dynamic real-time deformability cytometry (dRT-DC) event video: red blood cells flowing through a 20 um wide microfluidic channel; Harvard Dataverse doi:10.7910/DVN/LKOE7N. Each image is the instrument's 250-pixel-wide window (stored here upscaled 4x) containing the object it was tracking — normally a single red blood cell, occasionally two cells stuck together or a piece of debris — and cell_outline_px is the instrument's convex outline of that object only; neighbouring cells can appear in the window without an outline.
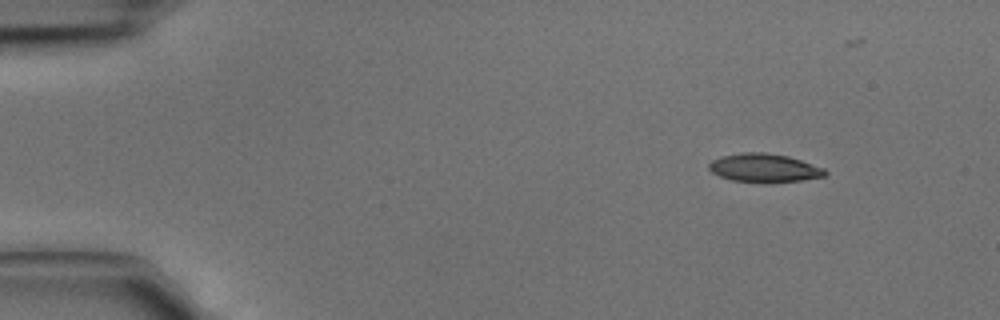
{"species": "common noctule bat (a hibernating species)", "species_latin": "Nyctalus noctula", "temperature_condition": "cold", "stored_images_in_passage": 4, "segment_of_instrument_passage": [1, 2], "camera_frame_rate_fps": 3000, "um_per_image_px": 0.085, "animal": {"sex": "male", "body_mass_g": 15.6}, "frame": {"image": 1, "passage_image": 1, "time_ms": 0.0, "image_size_px": [1000, 320], "cell_outline_px": [[828, 172], [824, 176], [800, 180], [732, 180], [720, 176], [712, 172], [708, 168], [708, 164], [712, 160], [720, 156], [744, 152], [764, 152], [788, 156], [824, 168]], "centroid_in_image_um": [64.92, 14.22], "position_along_channel_um": 20.1, "area_um2": 18.5}}